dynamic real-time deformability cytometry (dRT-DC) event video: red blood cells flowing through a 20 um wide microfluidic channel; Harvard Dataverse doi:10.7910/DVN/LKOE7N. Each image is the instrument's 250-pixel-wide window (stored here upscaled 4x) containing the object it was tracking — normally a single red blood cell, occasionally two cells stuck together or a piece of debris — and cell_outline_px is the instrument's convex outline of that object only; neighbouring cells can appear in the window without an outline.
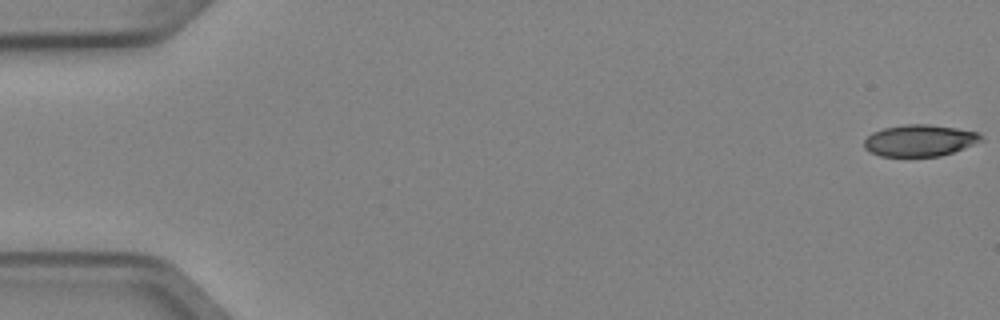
{"species": "Egyptian fruit bat (a non-hibernating species)", "species_latin": "Rousettus aegyptiacus", "temperature_condition": "cold", "stored_images_in_passage": 3, "camera_frame_rate_fps": 3000, "um_per_image_px": 0.085, "animal": {"sex": "female"}, "frame": {"image": 1, "passage_image": 1, "time_ms": 0.0, "image_size_px": [1000, 320], "cell_outline_px": [[984, 140], [952, 152], [940, 156], [880, 156], [864, 148], [864, 140], [872, 132], [884, 128], [904, 124], [928, 124], [956, 128], [980, 132], [984, 136]], "centroid_in_image_um": [78.19, 11.93], "position_along_channel_um": 6.8, "area_um2": 21.56}}